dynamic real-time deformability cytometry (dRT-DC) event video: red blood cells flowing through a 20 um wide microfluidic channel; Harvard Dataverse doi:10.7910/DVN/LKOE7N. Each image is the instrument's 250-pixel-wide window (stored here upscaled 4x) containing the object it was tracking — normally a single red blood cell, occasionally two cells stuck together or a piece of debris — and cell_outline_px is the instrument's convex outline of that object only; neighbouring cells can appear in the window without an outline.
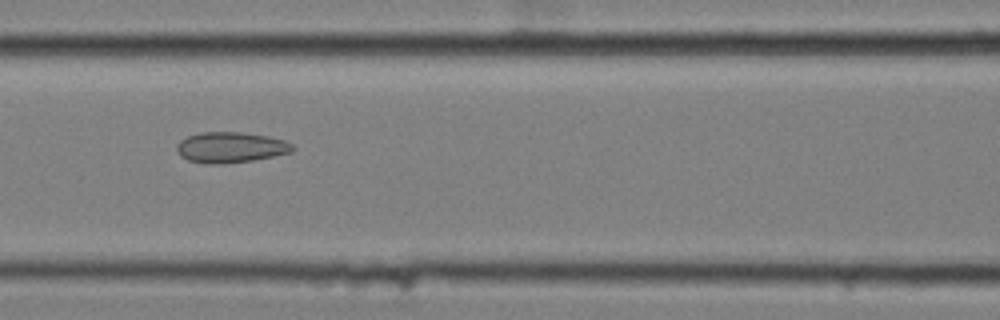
{"species": "common noctule bat (a hibernating species)", "species_latin": "Nyctalus noctula", "temperature_condition": "cold", "stored_images_in_passage": 8, "camera_frame_rate_fps": 3000, "um_per_image_px": 0.085, "animal": {"sex": "female", "body_mass_g": 25.1}, "frame": {"image": 1, "passage_image": 7, "time_ms": 2.0, "image_size_px": [1000, 320], "cell_outline_px": [[296, 148], [292, 152], [252, 160], [224, 164], [208, 164], [188, 160], [180, 156], [176, 148], [176, 144], [180, 140], [188, 136], [200, 132], [240, 132], [268, 136], [284, 140], [292, 144]], "centroid_in_image_um": [19.59, 12.52], "position_along_channel_um": 147.0, "area_um2": 20.75}}
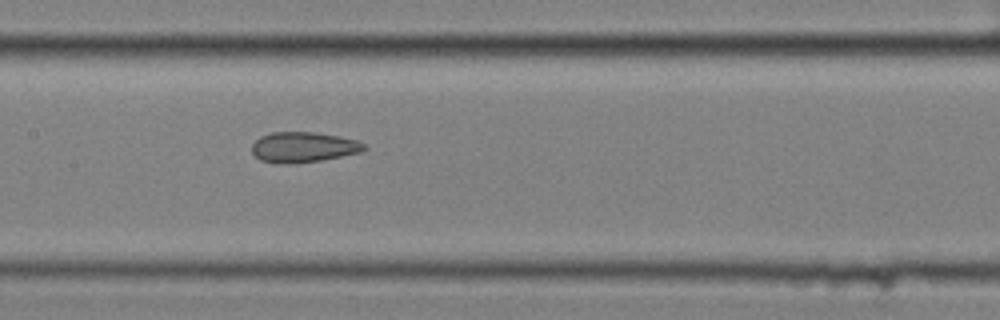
{"frame": {"image": 2, "passage_image": 8, "time_ms": 2.333, "image_size_px": [1000, 320], "cell_outline_px": [[368, 148], [360, 152], [320, 160], [296, 164], [276, 164], [260, 160], [252, 152], [252, 144], [260, 136], [272, 132], [312, 132], [340, 136], [356, 140], [364, 144]], "centroid_in_image_um": [25.75, 12.51], "position_along_channel_um": 181.6, "area_um2": 19.94}}